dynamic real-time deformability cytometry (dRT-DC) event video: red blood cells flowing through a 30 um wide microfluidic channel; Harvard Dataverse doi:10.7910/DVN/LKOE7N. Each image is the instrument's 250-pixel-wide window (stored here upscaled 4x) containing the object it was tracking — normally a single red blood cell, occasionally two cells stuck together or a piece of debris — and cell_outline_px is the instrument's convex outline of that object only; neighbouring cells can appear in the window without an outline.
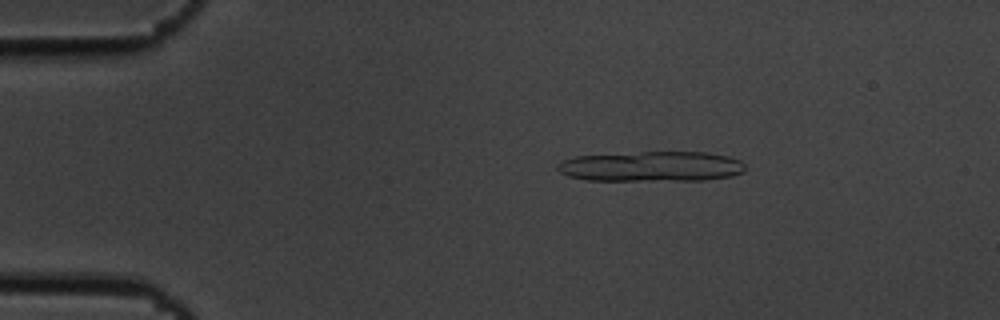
{"species": "common noctule bat (a hibernating species)", "species_latin": "Nyctalus noctula", "temperature_condition": "cold", "stored_images_in_passage": 15, "camera_frame_rate_fps": 3000, "um_per_image_px": 0.085, "animal": {"sex": "male", "body_mass_g": 19.5, "forearm_length_mm": 54.6}, "frame": {"image": 1, "passage_image": 5, "time_ms": 1.333, "image_size_px": [1000, 320], "cell_outline_px": [[744, 172], [732, 176], [704, 180], [588, 180], [568, 176], [560, 172], [556, 168], [556, 164], [564, 160], [576, 156], [640, 152], [704, 152], [728, 156], [740, 160], [744, 164]], "centroid_in_image_um": [55.38, 14.15], "position_along_channel_um": 29.6, "area_um2": 33.0}}